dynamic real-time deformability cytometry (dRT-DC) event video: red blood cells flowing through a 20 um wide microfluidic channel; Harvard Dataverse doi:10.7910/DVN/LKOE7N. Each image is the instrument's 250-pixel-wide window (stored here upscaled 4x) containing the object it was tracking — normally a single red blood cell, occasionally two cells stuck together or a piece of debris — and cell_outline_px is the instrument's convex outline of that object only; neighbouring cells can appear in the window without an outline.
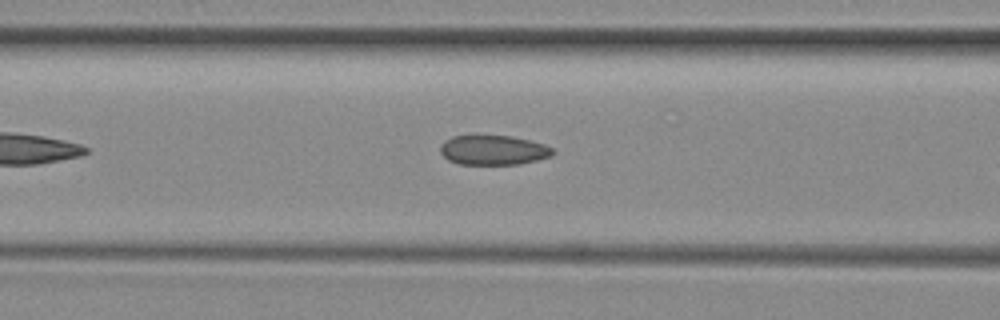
{"species": "common noctule bat (a hibernating species)", "species_latin": "Nyctalus noctula", "temperature_condition": "room temperature", "stored_images_in_passage": 11, "camera_frame_rate_fps": 3000, "um_per_image_px": 0.085, "animal": {"sex": "female", "body_mass_g": 29.2, "forearm_length_mm": 56.3}, "frame": {"image": 1, "passage_image": 10, "time_ms": 3.0, "image_size_px": [1000, 320], "cell_outline_px": [[556, 152], [552, 156], [520, 164], [460, 164], [448, 160], [440, 152], [440, 144], [444, 140], [452, 136], [512, 136], [544, 144], [552, 148]], "centroid_in_image_um": [41.93, 12.76], "position_along_channel_um": 124.7, "area_um2": 19.42}}